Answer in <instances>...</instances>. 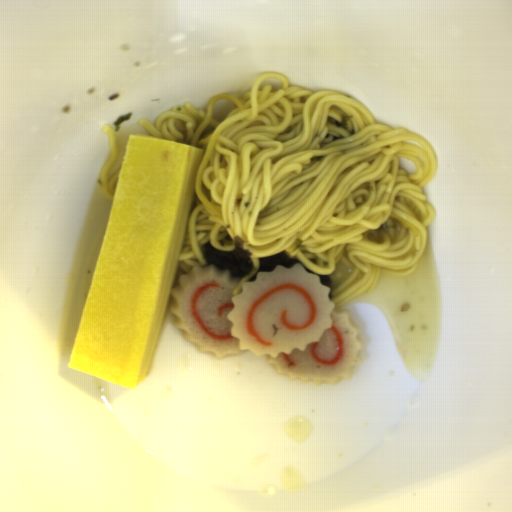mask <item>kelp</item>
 Returning a JSON list of instances; mask_svg holds the SVG:
<instances>
[{"mask_svg":"<svg viewBox=\"0 0 512 512\" xmlns=\"http://www.w3.org/2000/svg\"><path fill=\"white\" fill-rule=\"evenodd\" d=\"M224 240H230L234 243L233 250H221L215 248L209 238L206 242L201 244L202 255L209 265H214L220 270H228L232 278L246 277L254 269V260L251 259L253 254L248 248L243 247V240L241 236L236 235L233 237L227 235L220 239L221 245L224 247Z\"/></svg>","mask_w":512,"mask_h":512,"instance_id":"kelp-1","label":"kelp"},{"mask_svg":"<svg viewBox=\"0 0 512 512\" xmlns=\"http://www.w3.org/2000/svg\"><path fill=\"white\" fill-rule=\"evenodd\" d=\"M294 265H301L304 267L307 273L316 274L321 283L326 287L330 288L328 292V297L330 301L332 300L333 283L331 281L330 276L317 274L310 271L300 260L292 257L290 253L286 251L272 254L271 256L259 257L257 270L254 273V275L248 279V281L256 280V275L258 272H268L275 268L276 266H282L283 268L291 269Z\"/></svg>","mask_w":512,"mask_h":512,"instance_id":"kelp-2","label":"kelp"},{"mask_svg":"<svg viewBox=\"0 0 512 512\" xmlns=\"http://www.w3.org/2000/svg\"><path fill=\"white\" fill-rule=\"evenodd\" d=\"M348 121H354L353 115H342L341 122L337 121L331 116H328L326 123H330L333 126H340L343 130H347Z\"/></svg>","mask_w":512,"mask_h":512,"instance_id":"kelp-3","label":"kelp"},{"mask_svg":"<svg viewBox=\"0 0 512 512\" xmlns=\"http://www.w3.org/2000/svg\"><path fill=\"white\" fill-rule=\"evenodd\" d=\"M132 115H133V113H129V112H128V113H125V114H123V115L119 116V118H118L115 122H113V123H112V125H113V127L115 128L116 132H117V131H120V129H121V124H122L123 122H127L128 120H130V119H131V117H132Z\"/></svg>","mask_w":512,"mask_h":512,"instance_id":"kelp-4","label":"kelp"}]
</instances>
